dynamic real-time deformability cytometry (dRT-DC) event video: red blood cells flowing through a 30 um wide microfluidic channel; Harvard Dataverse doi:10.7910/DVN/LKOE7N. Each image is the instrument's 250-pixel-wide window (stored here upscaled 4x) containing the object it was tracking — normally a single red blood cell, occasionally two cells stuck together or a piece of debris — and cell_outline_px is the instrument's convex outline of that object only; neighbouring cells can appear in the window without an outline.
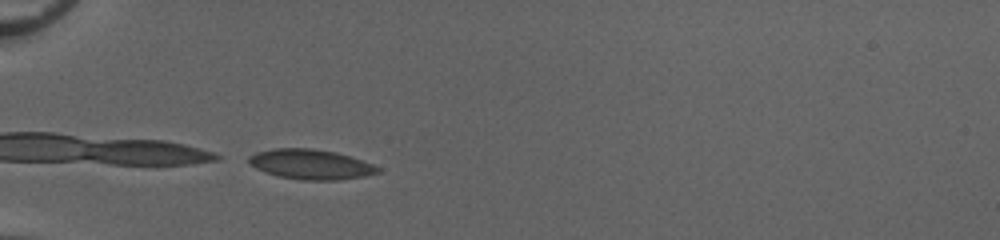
{"species": "common noctule bat (a hibernating species)", "species_latin": "Nyctalus noctula", "temperature_condition": "cold", "stored_images_in_passage": 9, "camera_frame_rate_fps": 3000, "um_per_image_px": 0.085, "animal": {"sex": "female", "body_mass_g": 20.0, "forearm_length_mm": 54.0}, "frame": {"image": 1, "passage_image": 1, "time_ms": 0.0, "image_size_px": [1000, 240], "cell_outline_px": [[380, 172], [364, 176], [336, 180], [300, 180], [276, 176], [256, 168], [248, 160], [248, 156], [256, 152], [276, 148], [312, 148], [336, 152], [372, 164], [380, 168]], "centroid_in_image_um": [26.39, 13.97], "position_along_channel_um": 58.6, "area_um2": 22.37}}
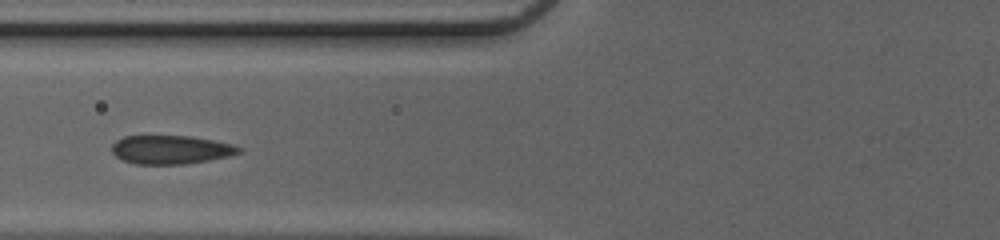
{"frame": {"image": 2, "passage_image": 6, "time_ms": 1.667, "image_size_px": [1000, 240], "cell_outline_px": [[244, 152], [228, 156], [208, 160], [184, 164], [136, 164], [124, 160], [116, 156], [112, 152], [112, 144], [116, 140], [124, 136], [192, 136], [232, 144], [244, 148]], "centroid_in_image_um": [14.55, 12.72], "position_along_channel_um": 111.3, "area_um2": 21.21}}